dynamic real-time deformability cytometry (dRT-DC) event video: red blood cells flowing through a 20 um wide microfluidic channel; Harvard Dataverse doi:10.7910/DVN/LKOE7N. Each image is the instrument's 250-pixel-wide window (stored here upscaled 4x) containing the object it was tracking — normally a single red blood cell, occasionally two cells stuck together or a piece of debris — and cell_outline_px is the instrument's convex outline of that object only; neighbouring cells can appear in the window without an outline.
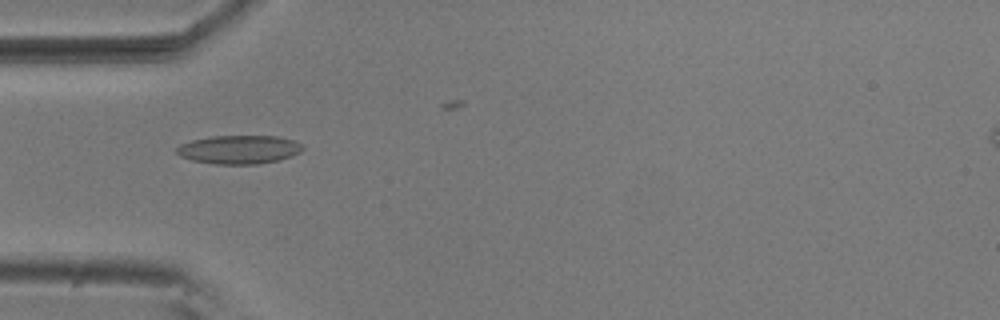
{"species": "common noctule bat (a hibernating species)", "species_latin": "Nyctalus noctula", "temperature_condition": "room temperature", "stored_images_in_passage": 9, "camera_frame_rate_fps": 3000, "um_per_image_px": 0.085, "animal": {"sex": "male", "body_mass_g": 20.5, "forearm_length_mm": 52.5}, "frame": {"image": 1, "passage_image": 4, "time_ms": 1.0, "image_size_px": [1000, 320], "cell_outline_px": [[304, 148], [300, 152], [292, 156], [276, 160], [256, 164], [216, 164], [192, 160], [180, 156], [176, 152], [176, 148], [180, 144], [192, 140], [212, 136], [276, 136], [296, 140]], "centroid_in_image_um": [20.31, 12.7], "position_along_channel_um": 64.7, "area_um2": 20.92}}
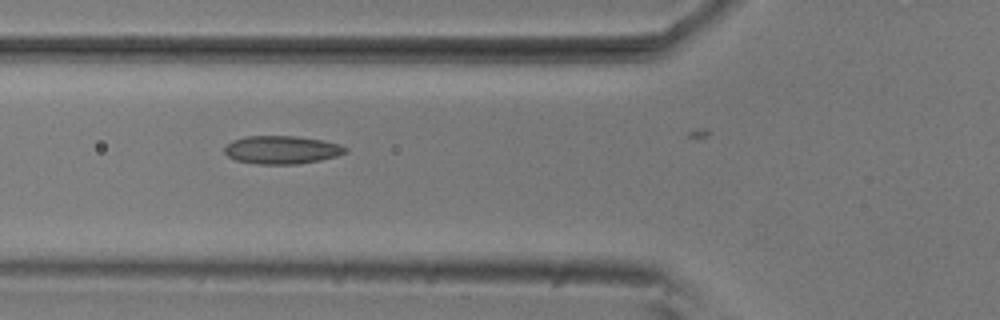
{"frame": {"image": 2, "passage_image": 7, "time_ms": 2.0, "image_size_px": [1000, 320], "cell_outline_px": [[348, 152], [336, 156], [320, 160], [296, 164], [260, 164], [236, 160], [228, 156], [224, 152], [224, 148], [232, 140], [244, 136], [296, 136], [320, 140], [340, 144], [348, 148]], "centroid_in_image_um": [23.95, 12.73], "position_along_channel_um": 101.8, "area_um2": 19.77}}